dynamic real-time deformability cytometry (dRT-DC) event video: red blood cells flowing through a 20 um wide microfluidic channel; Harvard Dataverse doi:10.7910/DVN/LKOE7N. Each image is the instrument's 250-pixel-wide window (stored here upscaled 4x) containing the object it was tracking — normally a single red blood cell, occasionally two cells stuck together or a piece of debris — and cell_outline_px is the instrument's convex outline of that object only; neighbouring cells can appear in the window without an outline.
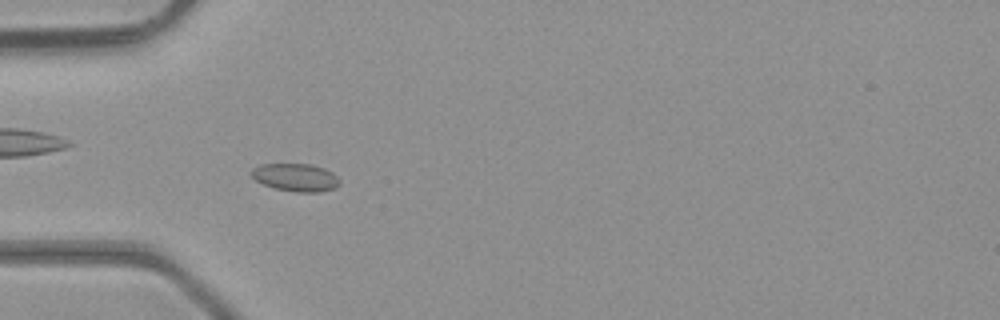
{"species": "common noctule bat (a hibernating species)", "species_latin": "Nyctalus noctula", "temperature_condition": "room temperature", "stored_images_in_passage": 47, "camera_frame_rate_fps": 3000, "um_per_image_px": 0.085, "animal": {"sex": "male", "body_mass_g": 23.1, "forearm_length_mm": 52.7}, "frame": {"image": 1, "passage_image": 15, "time_ms": 4.667, "image_size_px": [1000, 320], "cell_outline_px": [[340, 184], [336, 188], [320, 192], [296, 192], [276, 188], [264, 184], [256, 180], [252, 176], [252, 168], [260, 164], [312, 164], [324, 168], [332, 172], [340, 180]], "centroid_in_image_um": [25.17, 15.07], "position_along_channel_um": 59.8, "area_um2": 14.28}}
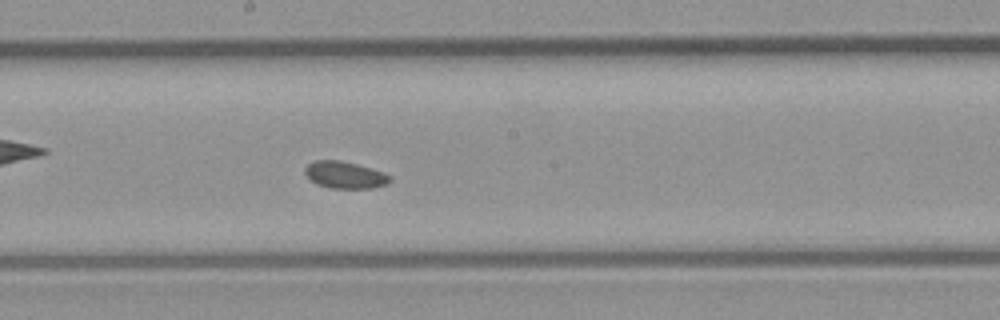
{"frame": {"image": 2, "passage_image": 26, "time_ms": 8.333, "image_size_px": [1000, 320], "cell_outline_px": [[392, 180], [388, 184], [372, 188], [332, 188], [316, 184], [304, 172], [304, 168], [308, 164], [316, 160], [340, 160], [356, 164], [384, 172], [392, 176]], "centroid_in_image_um": [29.35, 14.87], "position_along_channel_um": 218.8, "area_um2": 13.35}}
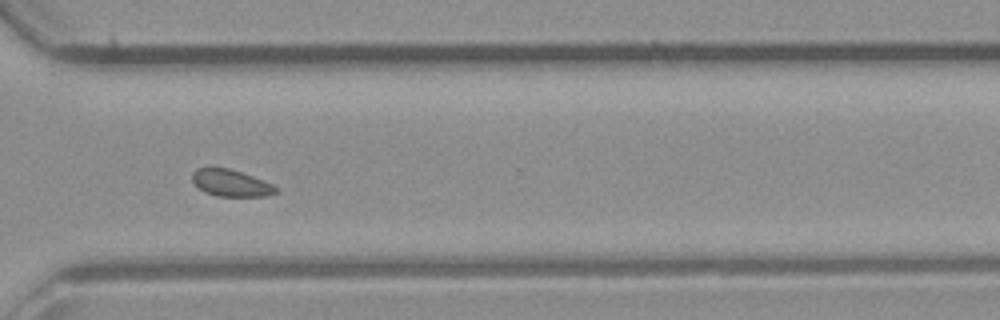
{"frame": {"image": 3, "passage_image": 35, "time_ms": 11.333, "image_size_px": [1000, 320], "cell_outline_px": [[280, 188], [276, 192], [268, 196], [216, 196], [204, 192], [192, 180], [192, 172], [196, 168], [228, 168], [252, 176], [272, 184]], "centroid_in_image_um": [19.64, 15.56], "position_along_channel_um": 351.0, "area_um2": 12.95}, "authors_computed_cell_mechanics": {"area_um2": 13.872, "velocity_mm_per_s": 4.4112, "shape_relaxation_time_tau1_ms": null, "shape_relaxation_time_tau2_ms": 7.6774, "deformation_change_tau1": null, "deformation_change_tau2": 0.0967}}